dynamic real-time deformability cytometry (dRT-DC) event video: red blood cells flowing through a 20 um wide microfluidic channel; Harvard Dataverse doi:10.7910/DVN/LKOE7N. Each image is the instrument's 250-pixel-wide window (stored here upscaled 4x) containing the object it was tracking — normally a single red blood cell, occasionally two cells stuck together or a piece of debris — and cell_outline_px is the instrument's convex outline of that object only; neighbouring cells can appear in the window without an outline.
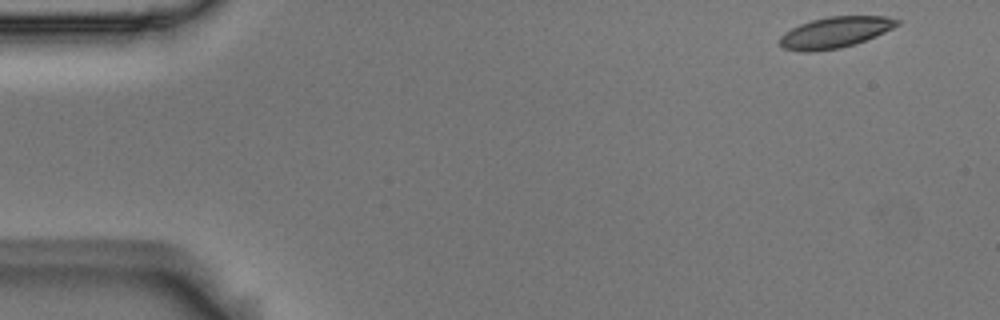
{"species": "Egyptian fruit bat (a non-hibernating species)", "species_latin": "Rousettus aegyptiacus", "temperature_condition": "room temperature", "stored_images_in_passage": 53, "camera_frame_rate_fps": 3000, "um_per_image_px": 0.085, "animal": {"sex": "male"}, "frame": {"image": 1, "passage_image": 1, "time_ms": 0.0, "image_size_px": [1000, 320], "cell_outline_px": [[900, 24], [876, 36], [840, 48], [816, 52], [800, 52], [784, 48], [780, 44], [780, 36], [784, 32], [800, 24], [812, 20], [828, 16], [888, 16], [900, 20]], "centroid_in_image_um": [70.97, 2.75], "position_along_channel_um": 14.0, "area_um2": 21.21}}
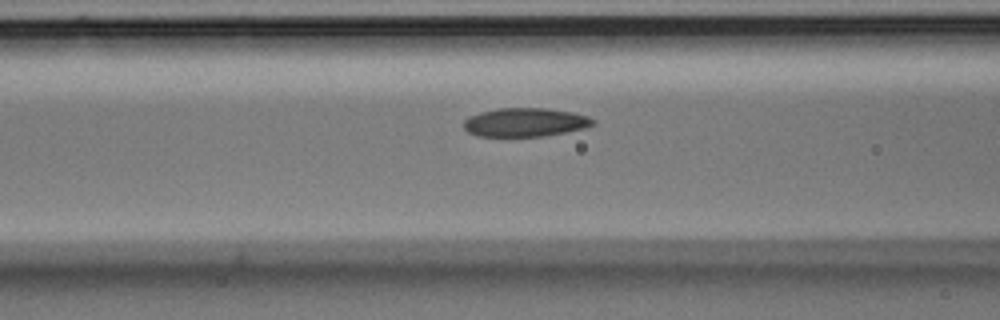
{"frame": {"image": 2, "passage_image": 19, "time_ms": 6.0, "image_size_px": [1000, 320], "cell_outline_px": [[596, 124], [588, 128], [544, 136], [476, 136], [468, 132], [464, 128], [464, 120], [468, 116], [480, 112], [500, 108], [548, 108], [572, 112], [588, 116], [596, 120]], "centroid_in_image_um": [44.68, 10.39], "position_along_channel_um": 121.9, "area_um2": 21.85}}
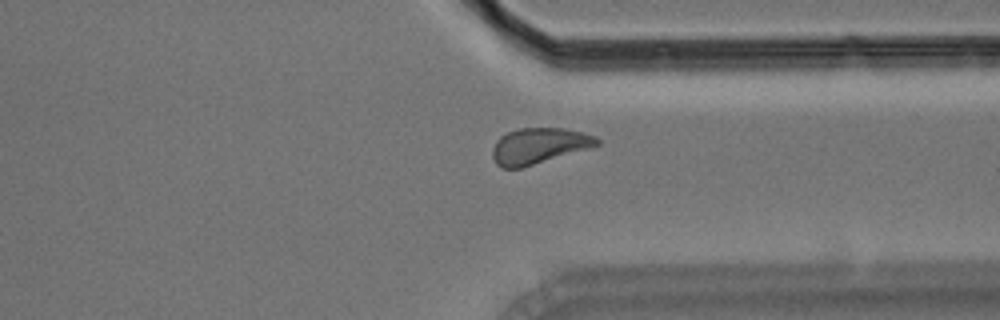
{"frame": {"image": 3, "passage_image": 39, "time_ms": 12.667, "image_size_px": [1000, 320], "cell_outline_px": [[600, 144], [588, 148], [520, 168], [500, 168], [496, 164], [492, 156], [492, 148], [496, 140], [500, 136], [508, 132], [520, 128], [564, 128], [584, 132], [596, 136], [600, 140]], "centroid_in_image_um": [45.78, 12.38], "position_along_channel_um": 365.6, "area_um2": 21.73}, "authors_computed_cell_mechanics": {"area_um2": 21.8484, "velocity_mm_per_s": 3.6599, "shape_relaxation_time_tau1_ms": 4.7135, "shape_relaxation_time_tau2_ms": 3.0468, "deformation_change_tau1": 0.1175, "deformation_change_tau2": 0.0891}}